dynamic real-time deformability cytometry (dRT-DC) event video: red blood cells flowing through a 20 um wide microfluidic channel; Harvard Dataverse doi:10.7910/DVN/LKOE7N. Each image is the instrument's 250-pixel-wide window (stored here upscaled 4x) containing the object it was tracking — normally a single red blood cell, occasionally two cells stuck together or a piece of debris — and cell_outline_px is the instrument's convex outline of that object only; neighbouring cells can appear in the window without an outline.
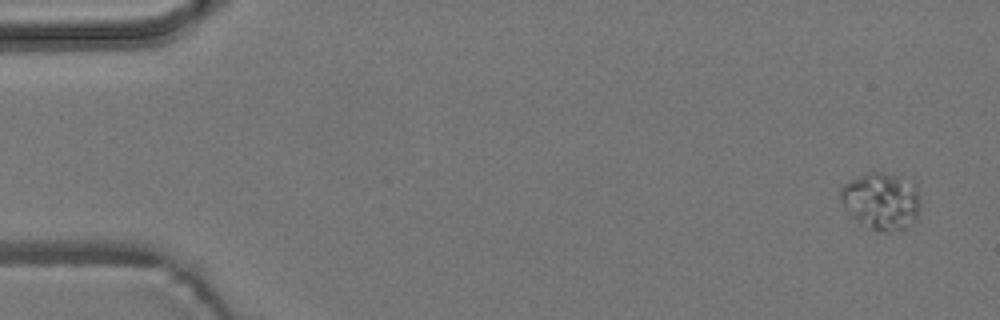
{"species": "common noctule bat (a hibernating species)", "species_latin": "Nyctalus noctula", "temperature_condition": "room temperature", "stored_images_in_passage": 5, "camera_frame_rate_fps": 3000, "um_per_image_px": 0.085, "animal": {"sex": "male", "body_mass_g": 19.2, "forearm_length_mm": 51.8}, "frame": {"image": 1, "passage_image": 1, "time_ms": 0.0, "image_size_px": [1000, 320], "cell_outline_px": [[920, 204], [916, 220], [912, 224], [904, 228], [888, 232], [880, 232], [856, 220], [848, 212], [840, 200], [840, 188], [848, 180], [868, 172], [884, 172], [916, 180], [920, 196]], "centroid_in_image_um": [74.96, 17.05], "position_along_channel_um": 10.0, "area_um2": 27.11}}